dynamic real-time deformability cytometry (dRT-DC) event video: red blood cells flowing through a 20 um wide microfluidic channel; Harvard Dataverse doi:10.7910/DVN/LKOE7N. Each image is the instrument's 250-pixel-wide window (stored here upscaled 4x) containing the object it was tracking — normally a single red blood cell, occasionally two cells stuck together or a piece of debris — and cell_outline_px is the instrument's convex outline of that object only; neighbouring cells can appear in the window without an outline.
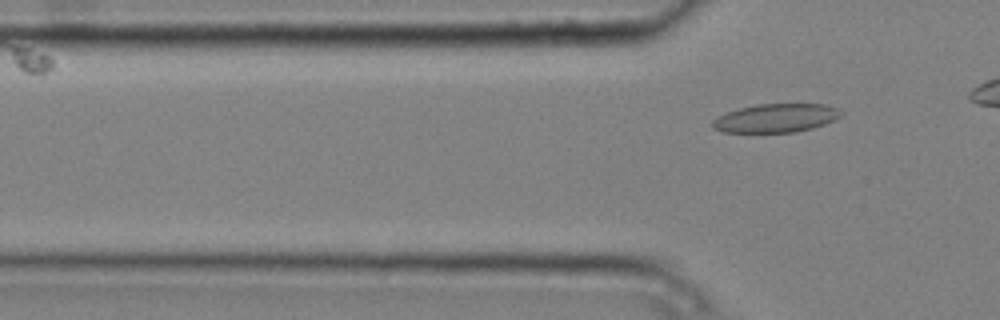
{"species": "common noctule bat (a hibernating species)", "species_latin": "Nyctalus noctula", "temperature_condition": "cold", "stored_images_in_passage": 8, "camera_frame_rate_fps": 3000, "um_per_image_px": 0.085, "animal": {"sex": "male", "body_mass_g": 20.4}, "frame": {"image": 1, "passage_image": 8, "time_ms": 2.333, "image_size_px": [1000, 320], "cell_outline_px": [[844, 112], [836, 120], [812, 128], [796, 132], [720, 132], [712, 128], [712, 120], [716, 116], [740, 108], [756, 104], [824, 104], [840, 108]], "centroid_in_image_um": [65.96, 10.03], "position_along_channel_um": 59.8, "area_um2": 21.62}}